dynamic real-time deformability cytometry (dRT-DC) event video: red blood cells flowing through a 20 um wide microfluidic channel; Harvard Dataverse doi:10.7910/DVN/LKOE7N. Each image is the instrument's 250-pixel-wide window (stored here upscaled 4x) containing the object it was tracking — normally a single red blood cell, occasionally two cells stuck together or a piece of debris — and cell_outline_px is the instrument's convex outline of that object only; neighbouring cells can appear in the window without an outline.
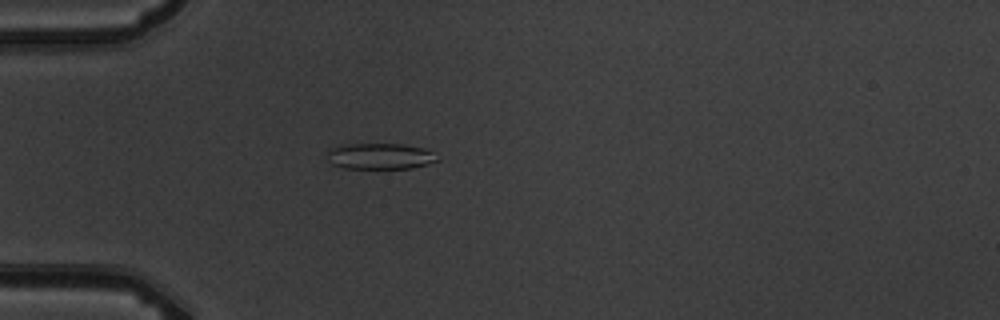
{"species": "common noctule bat (a hibernating species)", "species_latin": "Nyctalus noctula", "temperature_condition": "warm", "stored_images_in_passage": 5, "camera_frame_rate_fps": 3000, "um_per_image_px": 0.085, "animal": {"sex": "male", "body_mass_g": 19.5, "forearm_length_mm": 54.6}, "frame": {"image": 1, "passage_image": 3, "time_ms": 3.333, "image_size_px": [1000, 320], "cell_outline_px": [[440, 160], [412, 168], [344, 168], [332, 164], [328, 160], [328, 148], [340, 144], [400, 144], [424, 148], [432, 152]], "centroid_in_image_um": [32.26, 13.27], "position_along_channel_um": 52.7, "area_um2": 16.7}}